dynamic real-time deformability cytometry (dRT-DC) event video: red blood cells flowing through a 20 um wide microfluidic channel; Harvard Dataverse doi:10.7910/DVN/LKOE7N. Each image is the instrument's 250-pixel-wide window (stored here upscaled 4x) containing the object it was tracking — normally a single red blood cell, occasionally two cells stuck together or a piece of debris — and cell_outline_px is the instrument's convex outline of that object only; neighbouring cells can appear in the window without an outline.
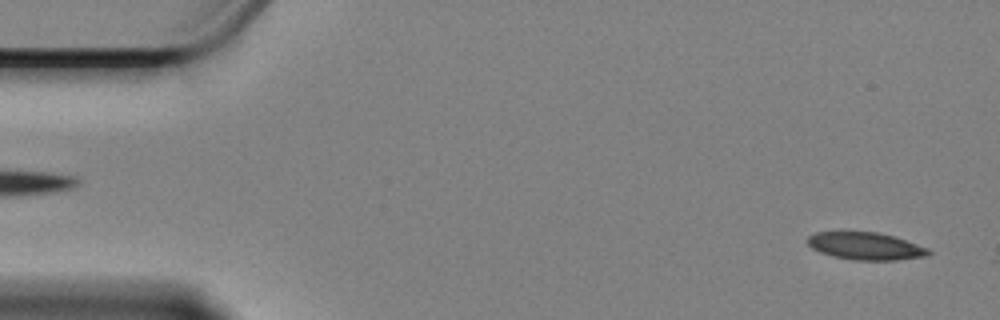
{"species": "Egyptian fruit bat (a non-hibernating species)", "species_latin": "Rousettus aegyptiacus", "temperature_condition": "cold", "stored_images_in_passage": 11, "camera_frame_rate_fps": 3000, "um_per_image_px": 0.085, "animal": {"sex": "female"}, "frame": {"image": 1, "passage_image": 2, "time_ms": 0.333, "image_size_px": [1000, 320], "cell_outline_px": [[932, 252], [928, 256], [896, 260], [852, 260], [832, 256], [820, 252], [812, 248], [808, 244], [808, 236], [816, 232], [876, 232], [892, 236], [928, 248]], "centroid_in_image_um": [73.57, 20.93], "position_along_channel_um": 11.4, "area_um2": 19.19}}